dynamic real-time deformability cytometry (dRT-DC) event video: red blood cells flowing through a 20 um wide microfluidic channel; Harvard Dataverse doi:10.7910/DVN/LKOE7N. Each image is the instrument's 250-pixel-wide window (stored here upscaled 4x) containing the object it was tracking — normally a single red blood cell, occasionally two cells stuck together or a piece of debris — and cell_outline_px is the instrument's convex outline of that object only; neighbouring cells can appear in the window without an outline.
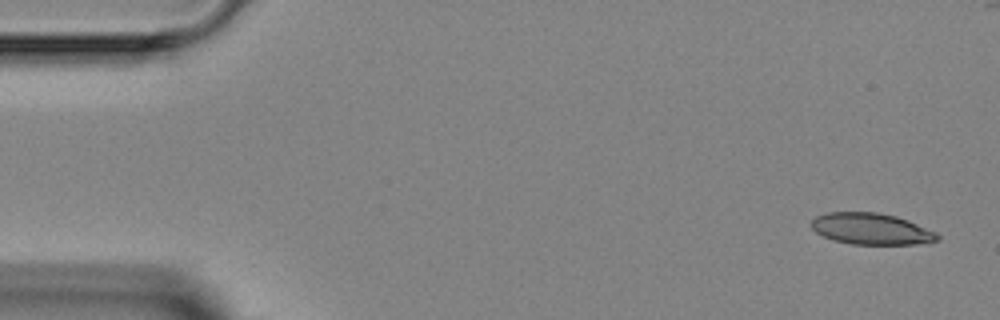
{"species": "Egyptian fruit bat (a non-hibernating species)", "species_latin": "Rousettus aegyptiacus", "temperature_condition": "room temperature", "stored_images_in_passage": 6, "camera_frame_rate_fps": 3000, "um_per_image_px": 0.085, "animal": {"sex": "female"}, "frame": {"image": 1, "passage_image": 1, "time_ms": 0.0, "image_size_px": [1000, 320], "cell_outline_px": [[940, 240], [916, 244], [852, 244], [832, 240], [816, 232], [808, 224], [816, 216], [828, 212], [876, 212], [896, 216], [908, 220], [936, 232], [940, 236]], "centroid_in_image_um": [74.04, 19.45], "position_along_channel_um": 11.0, "area_um2": 23.12}}
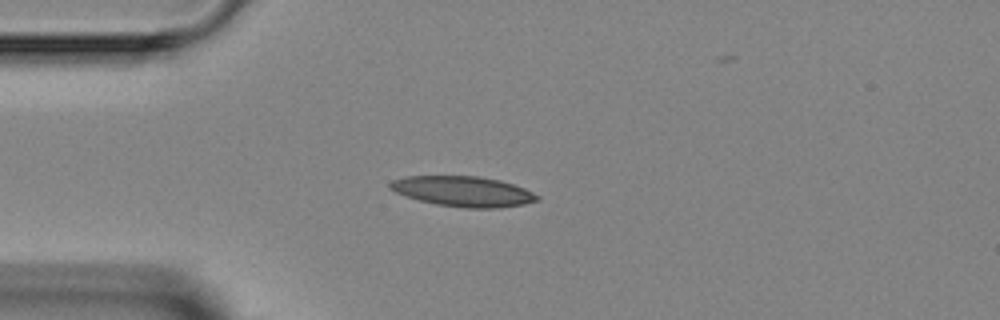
{"frame": {"image": 2, "passage_image": 4, "time_ms": 3.333, "image_size_px": [1000, 320], "cell_outline_px": [[540, 200], [524, 204], [496, 208], [464, 208], [436, 204], [420, 200], [396, 192], [388, 188], [388, 184], [392, 180], [404, 176], [476, 176], [500, 180], [524, 188], [540, 196]], "centroid_in_image_um": [39.37, 16.26], "position_along_channel_um": 45.6, "area_um2": 25.89}}
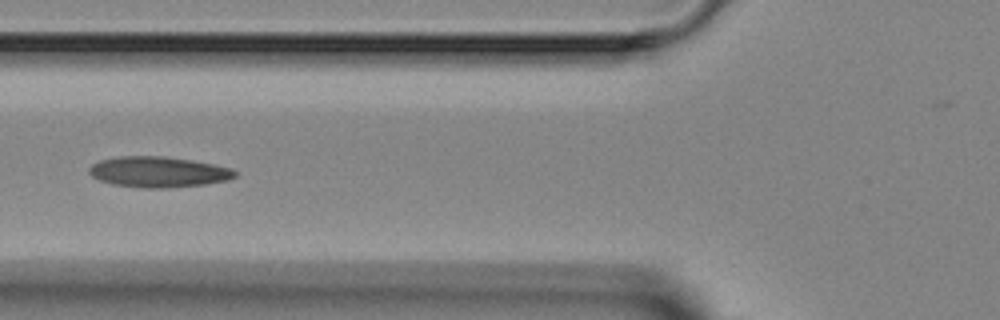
{"frame": {"image": 3, "passage_image": 6, "time_ms": 5.333, "image_size_px": [1000, 320], "cell_outline_px": [[236, 176], [228, 180], [204, 184], [168, 188], [144, 188], [112, 184], [100, 180], [92, 176], [88, 172], [88, 168], [92, 164], [100, 160], [120, 156], [164, 156], [192, 160], [232, 168], [236, 172]], "centroid_in_image_um": [13.45, 14.61], "position_along_channel_um": 112.4, "area_um2": 26.07}}